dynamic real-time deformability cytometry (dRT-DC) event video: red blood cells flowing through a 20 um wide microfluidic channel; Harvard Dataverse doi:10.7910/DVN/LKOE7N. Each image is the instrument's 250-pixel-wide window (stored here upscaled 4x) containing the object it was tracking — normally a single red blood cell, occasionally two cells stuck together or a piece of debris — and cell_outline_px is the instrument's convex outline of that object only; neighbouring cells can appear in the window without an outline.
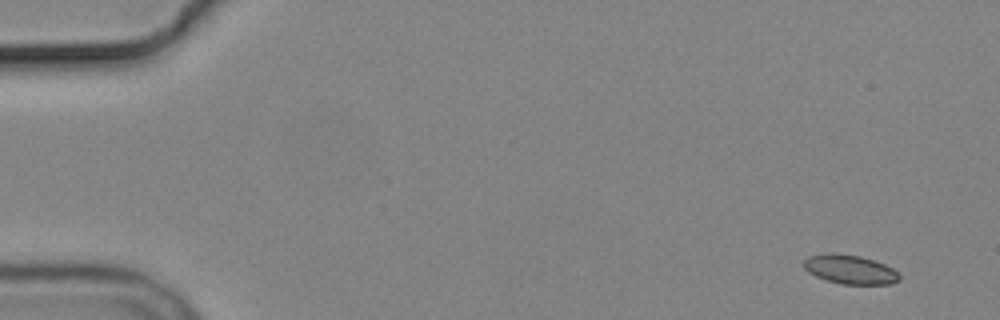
{"species": "common noctule bat (a hibernating species)", "species_latin": "Nyctalus noctula", "temperature_condition": "cold", "stored_images_in_passage": 14, "camera_frame_rate_fps": 3000, "um_per_image_px": 0.085, "animal": {"sex": "male", "body_mass_g": 19.2, "forearm_length_mm": 51.8}, "frame": {"image": 1, "passage_image": 1, "time_ms": 0.0, "image_size_px": [1000, 320], "cell_outline_px": [[900, 280], [892, 284], [840, 284], [816, 276], [808, 272], [804, 268], [804, 260], [808, 256], [828, 252], [832, 252], [860, 256], [884, 264], [900, 272]], "centroid_in_image_um": [72.26, 22.9], "position_along_channel_um": 12.7, "area_um2": 16.3}}
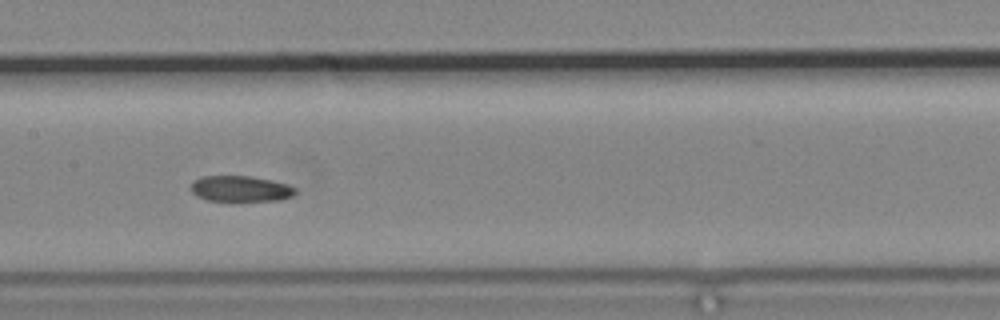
{"frame": {"image": 2, "passage_image": 7, "time_ms": 8.333, "image_size_px": [1000, 320], "cell_outline_px": [[296, 192], [292, 196], [280, 200], [208, 200], [196, 196], [188, 188], [192, 180], [200, 176], [248, 176], [272, 180], [288, 184], [296, 188]], "centroid_in_image_um": [20.4, 16.02], "position_along_channel_um": 187.0, "area_um2": 15.78}}
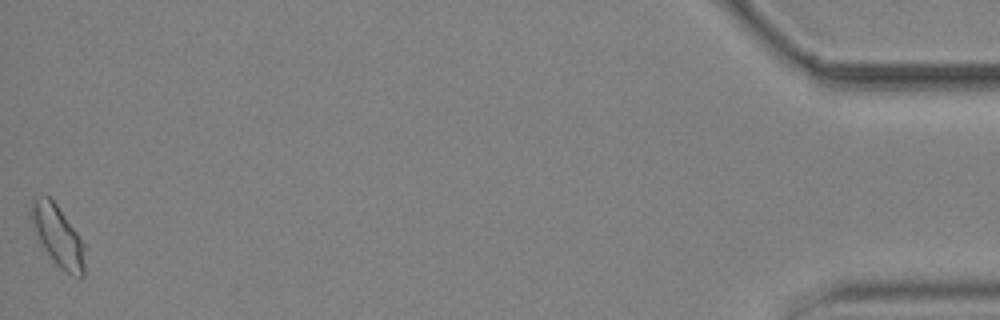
{"frame": {"image": 3, "passage_image": 14, "time_ms": 17.667, "image_size_px": [1000, 320], "cell_outline_px": [[88, 248], [84, 276], [72, 276], [60, 268], [56, 264], [40, 244], [32, 228], [28, 216], [28, 212], [32, 196], [48, 196], [56, 204]], "centroid_in_image_um": [4.9, 20.05], "position_along_channel_um": 430.3, "area_um2": 19.83}}